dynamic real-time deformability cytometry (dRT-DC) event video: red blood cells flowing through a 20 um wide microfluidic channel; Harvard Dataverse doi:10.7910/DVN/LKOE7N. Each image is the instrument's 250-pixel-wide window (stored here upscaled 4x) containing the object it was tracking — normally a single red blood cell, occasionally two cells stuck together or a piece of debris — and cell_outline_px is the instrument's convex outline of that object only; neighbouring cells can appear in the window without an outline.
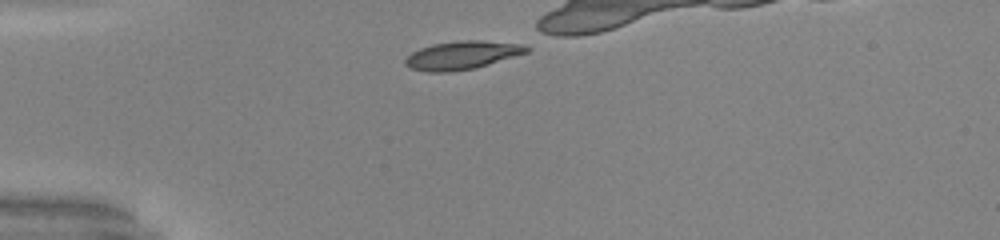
{"species": "common noctule bat (a hibernating species)", "species_latin": "Nyctalus noctula", "temperature_condition": "warm", "stored_images_in_passage": 28, "camera_frame_rate_fps": 3000, "um_per_image_px": 0.085, "animal": {"sex": "male", "body_mass_g": 20.0, "forearm_length_mm": 53.3}, "frame": {"image": 1, "passage_image": 1, "time_ms": 0.0, "image_size_px": [1000, 240], "cell_outline_px": [[532, 48], [528, 52], [476, 68], [448, 72], [424, 72], [408, 68], [404, 64], [404, 60], [412, 52], [420, 48], [432, 44], [464, 40], [484, 40], [524, 44]], "centroid_in_image_um": [39.27, 4.69], "position_along_channel_um": 45.7, "area_um2": 20.23}}
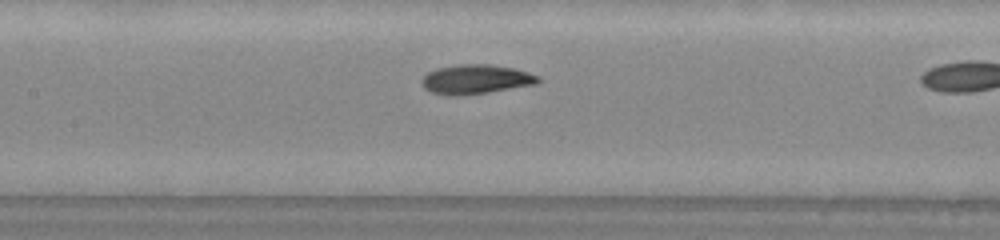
{"frame": {"image": 2, "passage_image": 12, "time_ms": 3.667, "image_size_px": [1000, 240], "cell_outline_px": [[540, 80], [536, 84], [488, 92], [460, 96], [448, 96], [432, 92], [424, 88], [420, 84], [420, 80], [428, 72], [436, 68], [456, 64], [488, 64], [516, 68], [540, 76]], "centroid_in_image_um": [40.41, 6.74], "position_along_channel_um": 167.0, "area_um2": 20.17}}
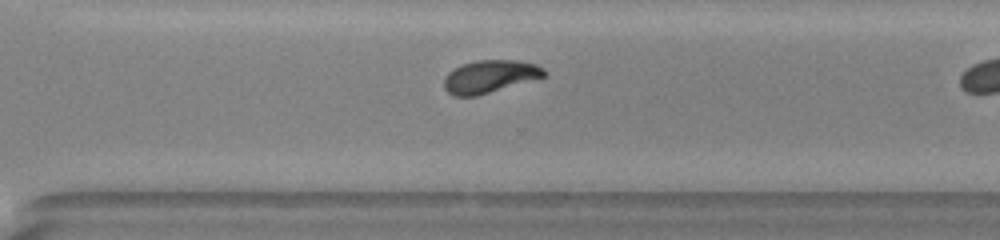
{"frame": {"image": 3, "passage_image": 24, "time_ms": 7.667, "image_size_px": [1000, 240], "cell_outline_px": [[548, 72], [544, 76], [476, 96], [452, 96], [444, 88], [444, 76], [448, 72], [464, 64], [476, 60], [516, 60], [536, 64], [544, 68]], "centroid_in_image_um": [41.61, 6.49], "position_along_channel_um": 329.0, "area_um2": 18.84}}